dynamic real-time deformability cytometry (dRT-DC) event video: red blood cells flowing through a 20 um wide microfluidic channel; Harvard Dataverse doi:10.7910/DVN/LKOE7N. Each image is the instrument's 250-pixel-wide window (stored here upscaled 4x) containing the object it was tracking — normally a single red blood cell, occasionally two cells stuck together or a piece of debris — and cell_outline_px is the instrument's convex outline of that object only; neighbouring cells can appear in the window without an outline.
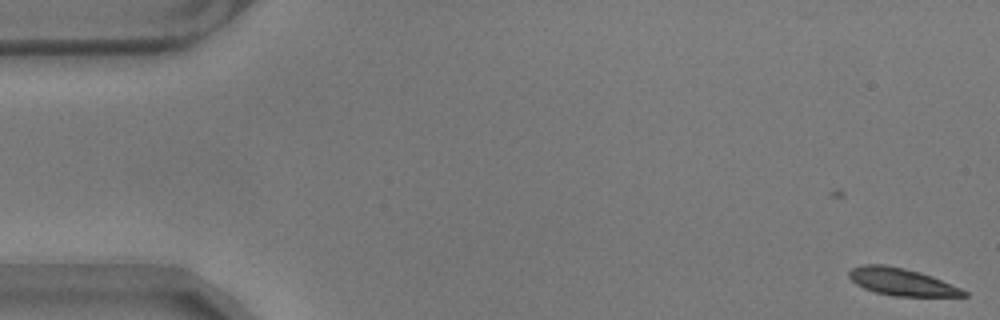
{"species": "common noctule bat (a hibernating species)", "species_latin": "Nyctalus noctula", "temperature_condition": "warm", "stored_images_in_passage": 47, "camera_frame_rate_fps": 3000, "um_per_image_px": 0.085, "animal": {"sex": "male", "body_mass_g": 17.9}, "frame": {"image": 1, "passage_image": 1, "time_ms": 0.0, "image_size_px": [1000, 320], "cell_outline_px": [[968, 296], [892, 296], [876, 292], [864, 288], [856, 284], [848, 276], [848, 272], [852, 268], [860, 264], [884, 264], [904, 268], [920, 272], [932, 276], [960, 288], [968, 292]], "centroid_in_image_um": [76.61, 23.95], "position_along_channel_um": 8.4, "area_um2": 18.21}}
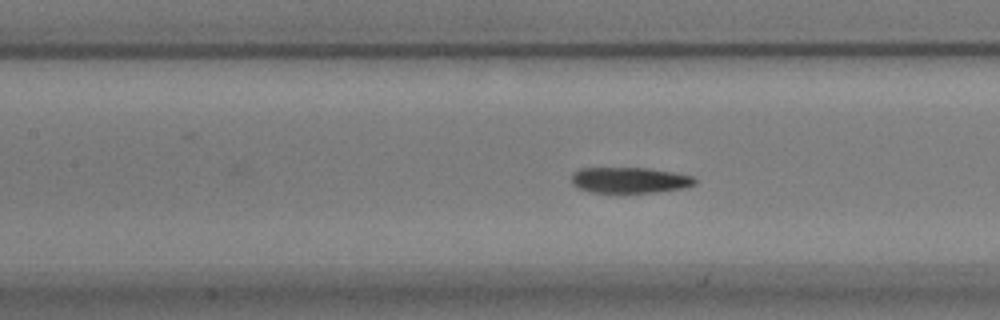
{"frame": {"image": 2, "passage_image": 25, "time_ms": 8.0, "image_size_px": [1000, 320], "cell_outline_px": [[696, 184], [684, 188], [656, 192], [592, 192], [580, 188], [572, 184], [572, 172], [580, 168], [648, 168], [672, 172], [692, 176], [696, 180]], "centroid_in_image_um": [53.52, 15.3], "position_along_channel_um": 153.9, "area_um2": 18.44}}
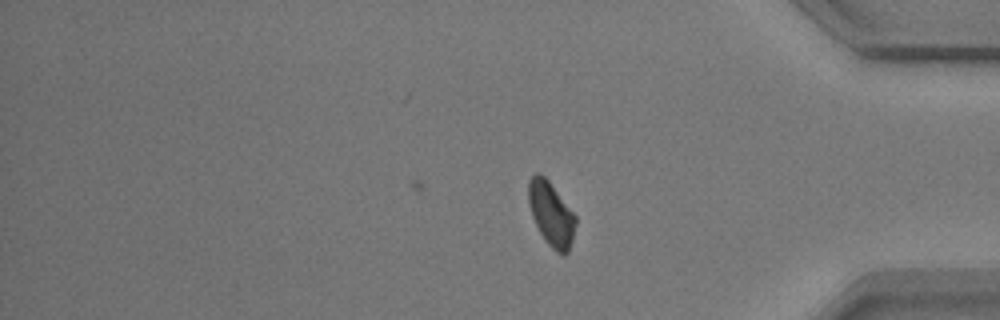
{"frame": {"image": 3, "passage_image": 47, "time_ms": 15.333, "image_size_px": [1000, 320], "cell_outline_px": [[576, 224], [572, 240], [568, 252], [564, 256], [560, 256], [544, 240], [532, 216], [528, 204], [528, 180], [536, 172], [544, 176], [548, 180], [576, 216]], "centroid_in_image_um": [46.84, 18.21], "position_along_channel_um": 388.4, "area_um2": 17.63}, "authors_computed_cell_mechanics": {"area_um2": 18.6116, "velocity_mm_per_s": 3.4922, "shape_relaxation_time_tau1_ms": 6.1456, "shape_relaxation_time_tau2_ms": 2.0048, "deformation_change_tau1": 0.2085, "deformation_change_tau2": 0.0724}}